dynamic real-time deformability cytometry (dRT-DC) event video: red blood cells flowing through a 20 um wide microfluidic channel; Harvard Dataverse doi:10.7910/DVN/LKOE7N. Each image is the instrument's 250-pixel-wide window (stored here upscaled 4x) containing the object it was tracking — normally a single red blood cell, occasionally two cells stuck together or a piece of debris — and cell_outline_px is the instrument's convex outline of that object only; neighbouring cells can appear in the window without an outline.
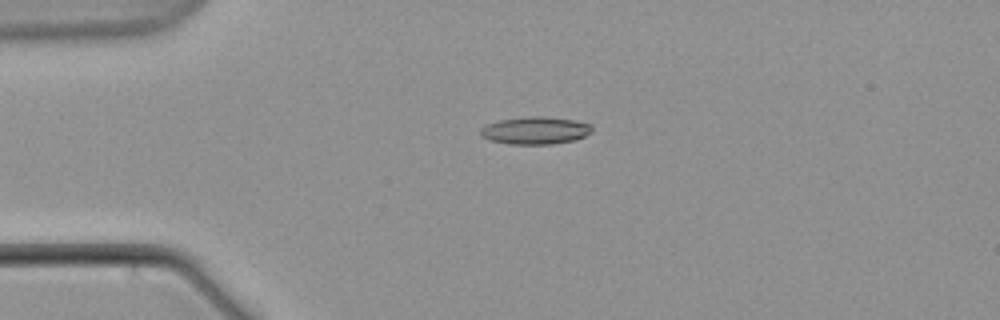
{"species": "common noctule bat (a hibernating species)", "species_latin": "Nyctalus noctula", "temperature_condition": "warm", "stored_images_in_passage": 4, "camera_frame_rate_fps": 3000, "um_per_image_px": 0.085, "animal": {"sex": "male", "body_mass_g": 21.5, "forearm_length_mm": 52.0}, "frame": {"image": 1, "passage_image": 3, "time_ms": 2.333, "image_size_px": [1000, 320], "cell_outline_px": [[592, 132], [576, 140], [552, 144], [508, 144], [488, 140], [480, 136], [480, 128], [488, 124], [500, 120], [524, 116], [544, 116], [572, 120], [592, 124]], "centroid_in_image_um": [45.48, 11.09], "position_along_channel_um": 39.5, "area_um2": 18.03}}